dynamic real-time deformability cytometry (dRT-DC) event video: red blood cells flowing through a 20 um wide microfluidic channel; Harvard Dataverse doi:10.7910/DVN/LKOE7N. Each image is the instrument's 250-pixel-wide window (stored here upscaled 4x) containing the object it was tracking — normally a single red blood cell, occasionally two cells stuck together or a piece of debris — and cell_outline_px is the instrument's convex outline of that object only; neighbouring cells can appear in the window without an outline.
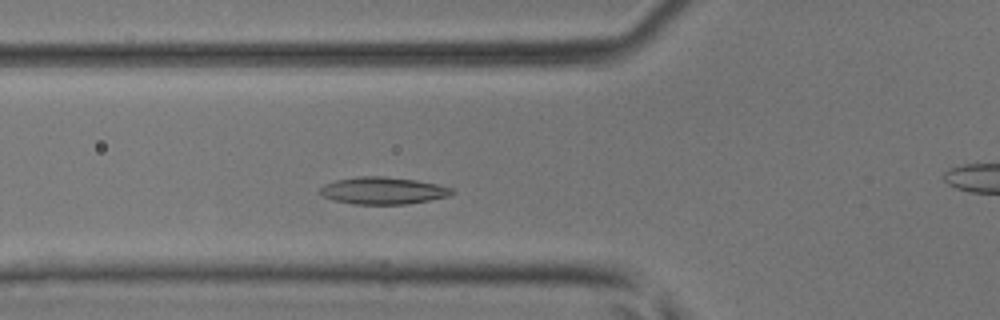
{"species": "common noctule bat (a hibernating species)", "species_latin": "Nyctalus noctula", "temperature_condition": "room temperature", "stored_images_in_passage": 9, "camera_frame_rate_fps": 3000, "um_per_image_px": 0.085, "animal": {"sex": "male", "body_mass_g": 17.9, "forearm_length_mm": 54.2}, "frame": {"image": 1, "passage_image": 3, "time_ms": 0.667, "image_size_px": [1000, 320], "cell_outline_px": [[456, 192], [448, 196], [428, 200], [404, 204], [352, 204], [332, 200], [324, 196], [320, 192], [320, 188], [324, 184], [336, 180], [360, 176], [384, 176], [416, 180], [436, 184], [452, 188]], "centroid_in_image_um": [32.54, 16.2], "position_along_channel_um": 93.3, "area_um2": 20.75}}
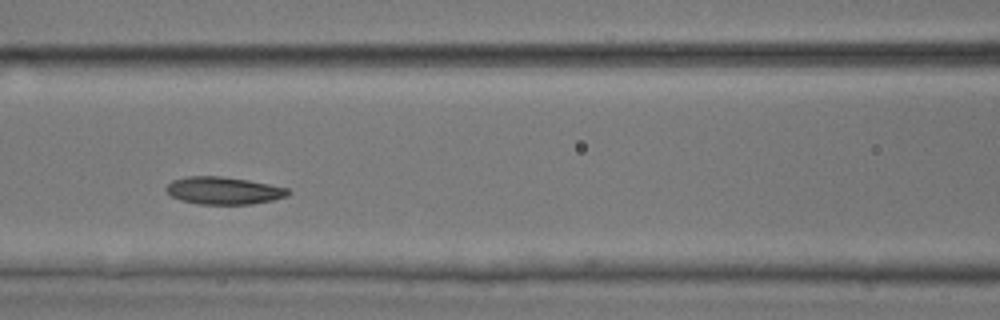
{"frame": {"image": 2, "passage_image": 7, "time_ms": 2.0, "image_size_px": [1000, 320], "cell_outline_px": [[288, 196], [272, 200], [252, 204], [200, 204], [180, 200], [172, 196], [164, 188], [172, 180], [188, 176], [220, 176], [248, 180], [288, 188]], "centroid_in_image_um": [18.98, 16.2], "position_along_channel_um": 147.6, "area_um2": 19.36}}